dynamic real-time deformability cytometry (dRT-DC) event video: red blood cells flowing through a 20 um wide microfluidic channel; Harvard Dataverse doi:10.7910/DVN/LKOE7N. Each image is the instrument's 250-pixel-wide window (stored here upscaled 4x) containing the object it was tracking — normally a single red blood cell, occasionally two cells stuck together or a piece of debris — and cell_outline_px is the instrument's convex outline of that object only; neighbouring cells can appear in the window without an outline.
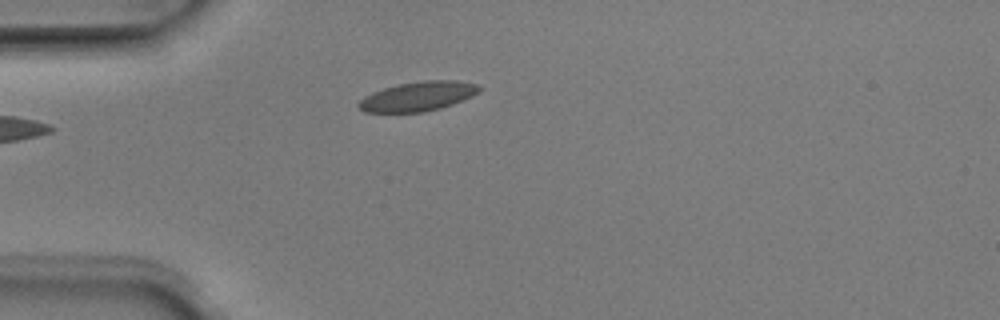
{"species": "Egyptian fruit bat (a non-hibernating species)", "species_latin": "Rousettus aegyptiacus", "temperature_condition": "room temperature", "stored_images_in_passage": 3, "camera_frame_rate_fps": 3000, "um_per_image_px": 0.085, "animal": {"sex": "male"}, "frame": {"image": 1, "passage_image": 3, "time_ms": 0.667, "image_size_px": [1000, 320], "cell_outline_px": [[480, 92], [472, 96], [452, 104], [440, 108], [424, 112], [364, 112], [356, 104], [364, 96], [372, 92], [396, 84], [424, 80], [456, 80], [480, 84]], "centroid_in_image_um": [35.53, 8.18], "position_along_channel_um": 49.5, "area_um2": 20.81}}